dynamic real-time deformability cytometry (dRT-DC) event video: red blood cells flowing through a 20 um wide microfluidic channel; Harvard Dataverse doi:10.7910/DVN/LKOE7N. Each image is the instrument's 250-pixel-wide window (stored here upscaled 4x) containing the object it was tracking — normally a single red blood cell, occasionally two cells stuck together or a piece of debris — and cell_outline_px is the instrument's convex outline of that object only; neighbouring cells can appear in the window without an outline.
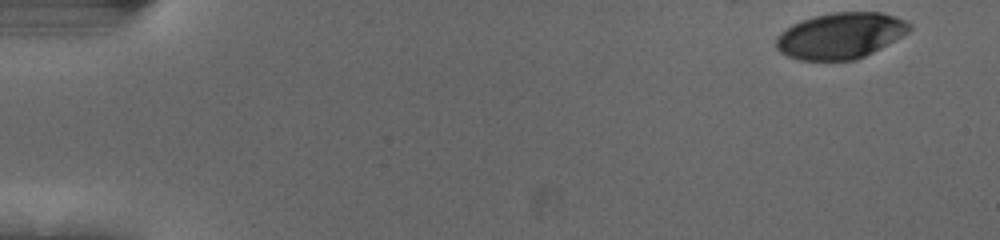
{"species": "human", "species_latin": "Homo sapiens", "temperature_condition": "cold", "stored_images_in_passage": 53, "camera_frame_rate_fps": 3000, "um_per_image_px": 0.085, "donor": {"sex": "female"}, "frame": {"image": 1, "passage_image": 1, "time_ms": 0.0, "image_size_px": [1000, 240], "cell_outline_px": [[912, 28], [908, 32], [880, 48], [856, 60], [800, 60], [788, 56], [780, 52], [776, 48], [776, 36], [780, 32], [792, 24], [812, 16], [832, 12], [884, 12], [908, 20], [912, 24]], "centroid_in_image_um": [71.45, 3.01], "position_along_channel_um": 13.6, "area_um2": 35.95}}
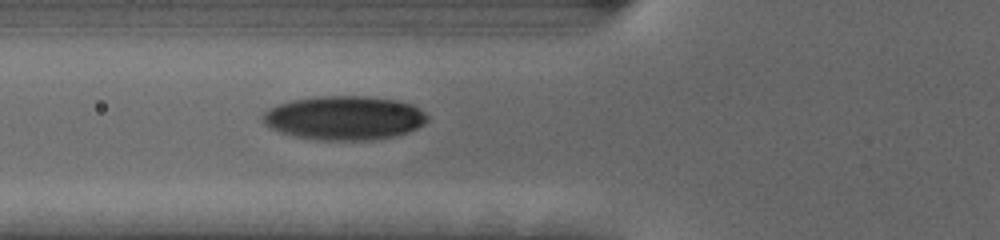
{"frame": {"image": 2, "passage_image": 19, "time_ms": 6.0, "image_size_px": [1000, 240], "cell_outline_px": [[428, 120], [424, 124], [408, 132], [392, 136], [372, 140], [320, 140], [296, 136], [280, 132], [264, 124], [260, 120], [260, 116], [264, 112], [280, 104], [292, 100], [316, 96], [364, 96], [396, 100], [412, 104], [420, 108], [428, 116]], "centroid_in_image_um": [29.27, 10.02], "position_along_channel_um": 96.5, "area_um2": 42.14}}
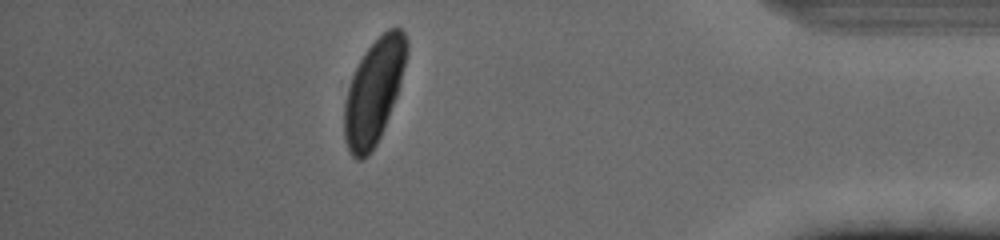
{"frame": {"image": 3, "passage_image": 47, "time_ms": 15.333, "image_size_px": [1000, 240], "cell_outline_px": [[408, 52], [400, 84], [396, 96], [380, 136], [376, 144], [368, 156], [360, 160], [356, 160], [352, 156], [348, 148], [344, 136], [344, 100], [352, 76], [364, 52], [388, 28], [400, 28], [404, 32], [408, 40]], "centroid_in_image_um": [31.78, 7.78], "position_along_channel_um": 403.4, "area_um2": 37.57}, "authors_computed_cell_mechanics": {"area_um2": 38.4948, "velocity_mm_per_s": 3.6825, "shape_relaxation_time_tau1_ms": 3.7451, "shape_relaxation_time_tau2_ms": null, "deformation_change_tau1": 0.1616, "deformation_change_tau2": null}}